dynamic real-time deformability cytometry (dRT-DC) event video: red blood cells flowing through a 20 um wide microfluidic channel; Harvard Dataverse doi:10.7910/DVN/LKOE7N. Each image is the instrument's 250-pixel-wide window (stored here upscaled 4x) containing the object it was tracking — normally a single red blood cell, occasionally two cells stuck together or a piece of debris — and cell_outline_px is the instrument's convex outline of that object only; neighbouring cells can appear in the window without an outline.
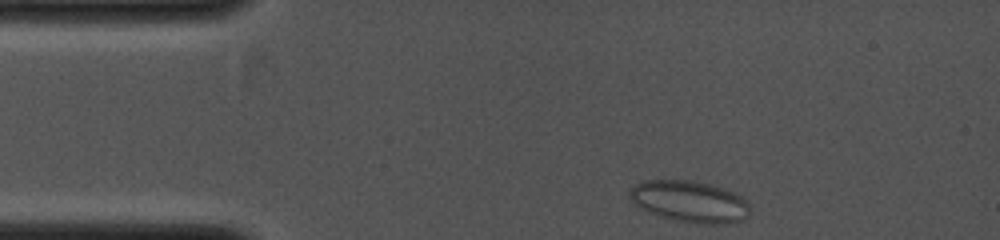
{"species": "common noctule bat (a hibernating species)", "species_latin": "Nyctalus noctula", "temperature_condition": "cold", "stored_images_in_passage": 5, "camera_frame_rate_fps": 4000, "um_per_image_px": 0.085, "animal": {"sex": "female", "body_mass_g": 19.0, "forearm_length_mm": 53.3}, "frame": {"image": 1, "passage_image": 1, "time_ms": 0.0, "image_size_px": [1000, 240], "cell_outline_px": [[748, 216], [744, 220], [716, 224], [704, 224], [676, 220], [652, 212], [636, 204], [628, 196], [628, 192], [636, 184], [644, 180], [692, 180], [724, 188], [736, 192], [748, 200]], "centroid_in_image_um": [58.67, 17.11], "position_along_channel_um": 26.3, "area_um2": 28.78}}
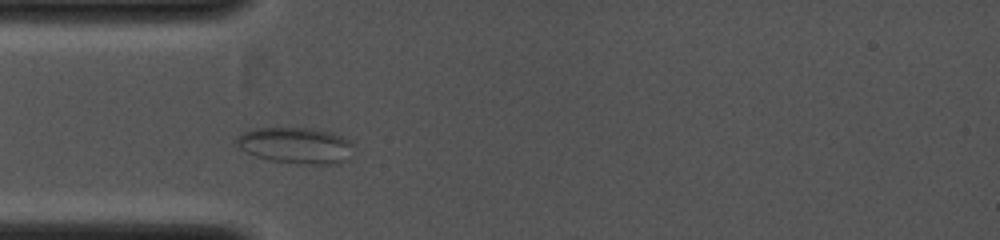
{"frame": {"image": 2, "passage_image": 4, "time_ms": 1.5, "image_size_px": [1000, 240], "cell_outline_px": [[352, 144], [340, 160], [332, 164], [316, 164], [276, 160], [256, 156], [240, 148], [236, 144], [236, 136], [244, 132], [256, 128], [312, 128], [332, 132], [348, 140]], "centroid_in_image_um": [25.04, 12.31], "position_along_channel_um": 60.0, "area_um2": 23.52}}